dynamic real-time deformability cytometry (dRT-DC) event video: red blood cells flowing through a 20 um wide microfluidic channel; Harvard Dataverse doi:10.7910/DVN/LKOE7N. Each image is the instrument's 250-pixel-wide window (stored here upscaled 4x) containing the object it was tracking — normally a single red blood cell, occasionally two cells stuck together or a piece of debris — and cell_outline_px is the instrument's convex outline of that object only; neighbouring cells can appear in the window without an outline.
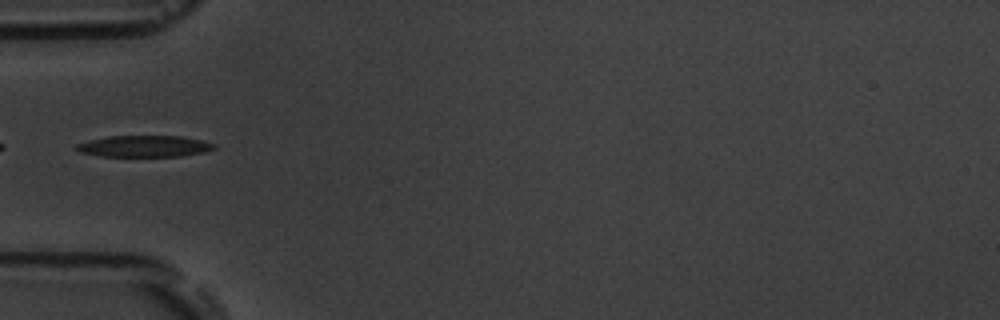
{"species": "common noctule bat (a hibernating species)", "species_latin": "Nyctalus noctula", "temperature_condition": "room temperature", "stored_images_in_passage": 4, "camera_frame_rate_fps": 3000, "um_per_image_px": 0.085, "animal": {"sex": "male", "body_mass_g": 19.5, "forearm_length_mm": 54.6}, "frame": {"image": 1, "passage_image": 4, "time_ms": 4.333, "image_size_px": [1000, 320], "cell_outline_px": [[216, 148], [204, 152], [180, 156], [104, 156], [80, 152], [76, 148], [76, 144], [88, 140], [108, 136], [180, 136], [200, 140], [216, 144]], "centroid_in_image_um": [12.27, 12.42], "position_along_channel_um": 72.7, "area_um2": 17.05}}